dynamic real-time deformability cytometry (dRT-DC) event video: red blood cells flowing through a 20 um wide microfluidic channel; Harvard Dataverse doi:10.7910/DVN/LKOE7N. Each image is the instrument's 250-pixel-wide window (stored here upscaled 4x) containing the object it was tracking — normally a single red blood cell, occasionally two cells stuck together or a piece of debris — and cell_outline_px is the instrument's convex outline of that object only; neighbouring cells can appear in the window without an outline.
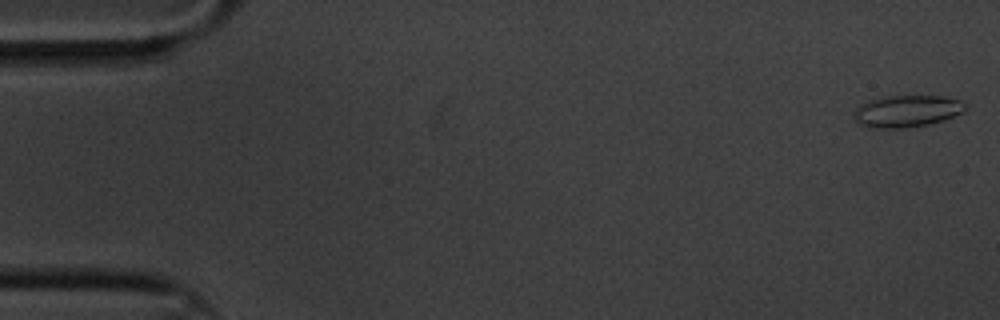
{"species": "common noctule bat (a hibernating species)", "species_latin": "Nyctalus noctula", "temperature_condition": "cold", "stored_images_in_passage": 6, "camera_frame_rate_fps": 3000, "um_per_image_px": 0.085, "animal": {"sex": "male", "body_mass_g": 20.1, "forearm_length_mm": 53.5}, "frame": {"image": 1, "passage_image": 1, "time_ms": 0.0, "image_size_px": [1000, 320], "cell_outline_px": [[964, 108], [960, 112], [944, 120], [928, 124], [904, 128], [872, 128], [860, 124], [852, 116], [856, 108], [864, 100], [880, 96], [944, 96], [960, 100], [964, 104]], "centroid_in_image_um": [76.99, 9.43], "position_along_channel_um": 8.0, "area_um2": 20.75}}
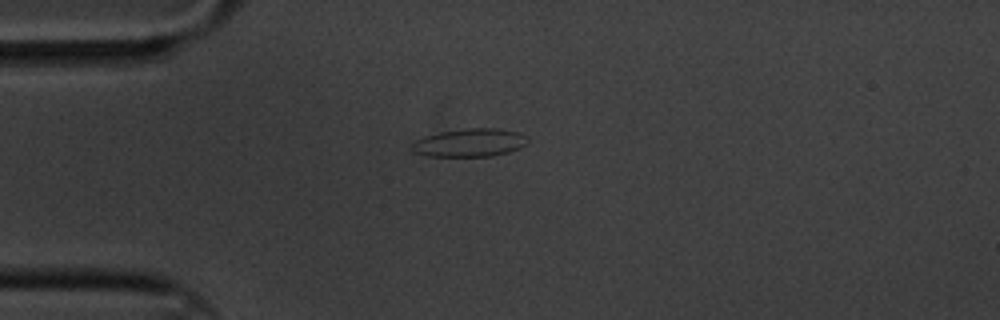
{"frame": {"image": 2, "passage_image": 5, "time_ms": 1.333, "image_size_px": [1000, 320], "cell_outline_px": [[528, 144], [520, 148], [508, 152], [492, 156], [428, 156], [412, 152], [412, 144], [416, 140], [424, 136], [440, 132], [464, 128], [496, 128], [520, 132], [528, 136]], "centroid_in_image_um": [39.96, 12.12], "position_along_channel_um": 45.0, "area_um2": 19.19}}